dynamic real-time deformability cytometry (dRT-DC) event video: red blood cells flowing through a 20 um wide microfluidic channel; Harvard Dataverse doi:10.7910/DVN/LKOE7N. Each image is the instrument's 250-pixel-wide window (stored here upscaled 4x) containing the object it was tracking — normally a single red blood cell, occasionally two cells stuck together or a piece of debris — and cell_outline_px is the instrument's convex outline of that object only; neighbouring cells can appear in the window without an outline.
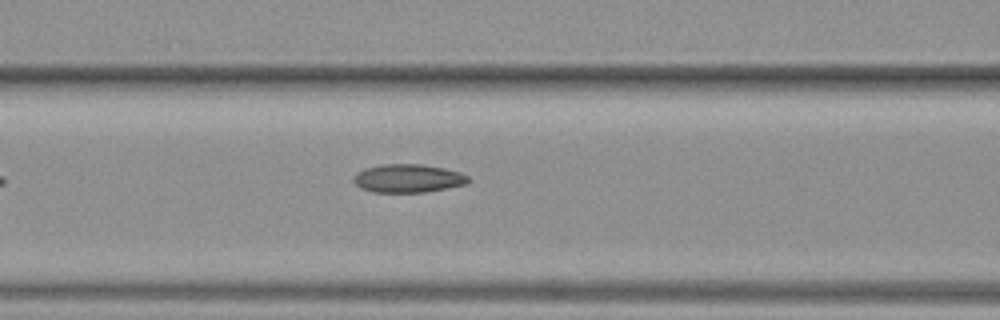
{"species": "common noctule bat (a hibernating species)", "species_latin": "Nyctalus noctula", "temperature_condition": "warm", "stored_images_in_passage": 7, "segment_of_instrument_passage": [1, 2], "camera_frame_rate_fps": 3000, "um_per_image_px": 0.085, "animal": {"sex": "female", "body_mass_g": 19.3, "forearm_length_mm": 54.1}, "frame": {"image": 1, "passage_image": 6, "time_ms": 5.667, "image_size_px": [1000, 320], "cell_outline_px": [[468, 184], [424, 192], [372, 192], [360, 188], [352, 180], [364, 168], [380, 164], [420, 164], [444, 168], [460, 172], [468, 176]], "centroid_in_image_um": [34.69, 15.16], "position_along_channel_um": 131.9, "area_um2": 18.84}}